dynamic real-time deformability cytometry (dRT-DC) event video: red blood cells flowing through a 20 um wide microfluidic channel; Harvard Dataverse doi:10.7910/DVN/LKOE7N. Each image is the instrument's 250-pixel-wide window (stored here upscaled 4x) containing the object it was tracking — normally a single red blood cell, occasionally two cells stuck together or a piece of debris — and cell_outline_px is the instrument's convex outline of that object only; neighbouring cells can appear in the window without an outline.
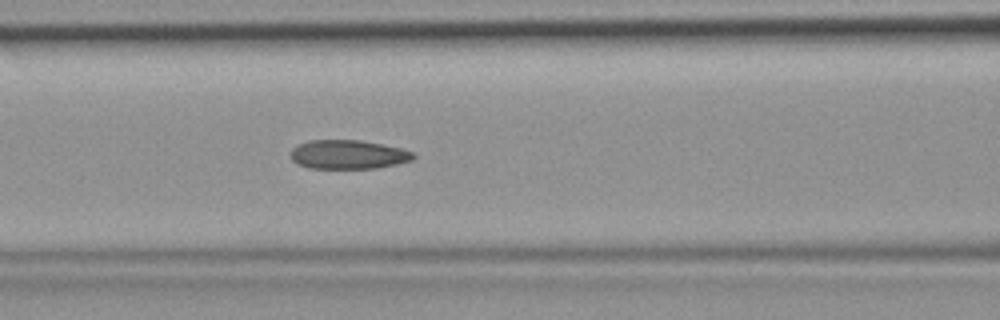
{"species": "common noctule bat (a hibernating species)", "species_latin": "Nyctalus noctula", "temperature_condition": "room temperature", "stored_images_in_passage": 28, "camera_frame_rate_fps": 3000, "um_per_image_px": 0.085, "animal": {"sex": "female", "body_mass_g": 19.9}, "frame": {"image": 1, "passage_image": 13, "time_ms": 4.0, "image_size_px": [1000, 320], "cell_outline_px": [[416, 156], [412, 160], [396, 164], [376, 168], [308, 168], [296, 164], [292, 160], [292, 148], [296, 144], [308, 140], [360, 140], [400, 148], [412, 152]], "centroid_in_image_um": [29.55, 13.13], "position_along_channel_um": 137.0, "area_um2": 20.69}}